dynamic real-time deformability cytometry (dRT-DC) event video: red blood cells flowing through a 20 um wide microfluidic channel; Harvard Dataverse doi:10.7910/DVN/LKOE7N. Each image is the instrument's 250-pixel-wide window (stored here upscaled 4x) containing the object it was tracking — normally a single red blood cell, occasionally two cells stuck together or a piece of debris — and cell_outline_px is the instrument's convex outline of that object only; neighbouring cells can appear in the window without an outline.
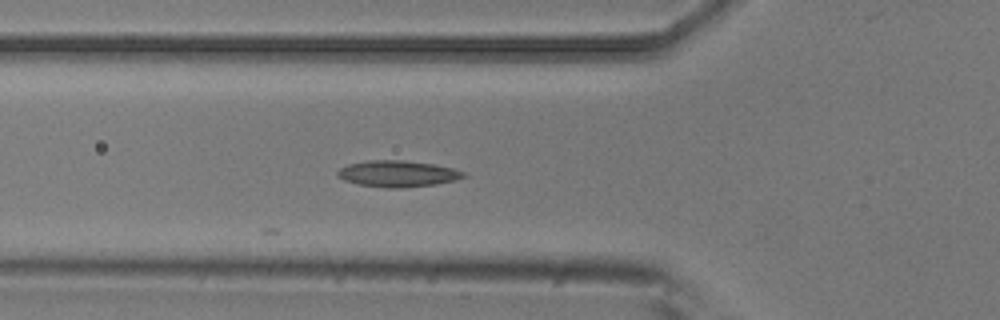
{"species": "common noctule bat (a hibernating species)", "species_latin": "Nyctalus noctula", "temperature_condition": "room temperature", "stored_images_in_passage": 6, "camera_frame_rate_fps": 3000, "um_per_image_px": 0.085, "animal": {"sex": "male", "body_mass_g": 20.5, "forearm_length_mm": 52.5}, "frame": {"image": 1, "passage_image": 6, "time_ms": 1.667, "image_size_px": [1000, 320], "cell_outline_px": [[468, 176], [456, 180], [436, 184], [400, 188], [388, 188], [360, 184], [344, 180], [336, 176], [336, 172], [340, 168], [348, 164], [368, 160], [404, 160], [432, 164], [452, 168], [464, 172]], "centroid_in_image_um": [33.8, 14.76], "position_along_channel_um": 92.0, "area_um2": 19.31}}